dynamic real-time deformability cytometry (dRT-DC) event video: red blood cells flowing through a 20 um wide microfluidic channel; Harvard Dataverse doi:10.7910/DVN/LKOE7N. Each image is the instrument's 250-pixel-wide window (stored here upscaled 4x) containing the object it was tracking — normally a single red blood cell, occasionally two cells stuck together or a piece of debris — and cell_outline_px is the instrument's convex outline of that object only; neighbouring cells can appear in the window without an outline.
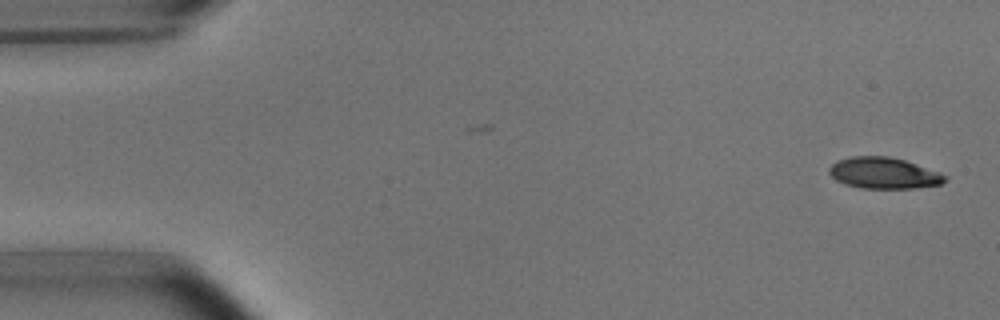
{"species": "common noctule bat (a hibernating species)", "species_latin": "Nyctalus noctula", "temperature_condition": "room temperature", "stored_images_in_passage": 2, "camera_frame_rate_fps": 3000, "um_per_image_px": 0.085, "animal": {"sex": "male", "body_mass_g": 15.6}, "frame": {"image": 1, "passage_image": 2, "time_ms": 1.0, "image_size_px": [1000, 320], "cell_outline_px": [[948, 180], [940, 184], [912, 188], [860, 188], [844, 184], [836, 180], [828, 172], [828, 168], [836, 160], [852, 156], [888, 156], [904, 160], [940, 172], [948, 176]], "centroid_in_image_um": [75.1, 14.71], "position_along_channel_um": 9.9, "area_um2": 21.15}}